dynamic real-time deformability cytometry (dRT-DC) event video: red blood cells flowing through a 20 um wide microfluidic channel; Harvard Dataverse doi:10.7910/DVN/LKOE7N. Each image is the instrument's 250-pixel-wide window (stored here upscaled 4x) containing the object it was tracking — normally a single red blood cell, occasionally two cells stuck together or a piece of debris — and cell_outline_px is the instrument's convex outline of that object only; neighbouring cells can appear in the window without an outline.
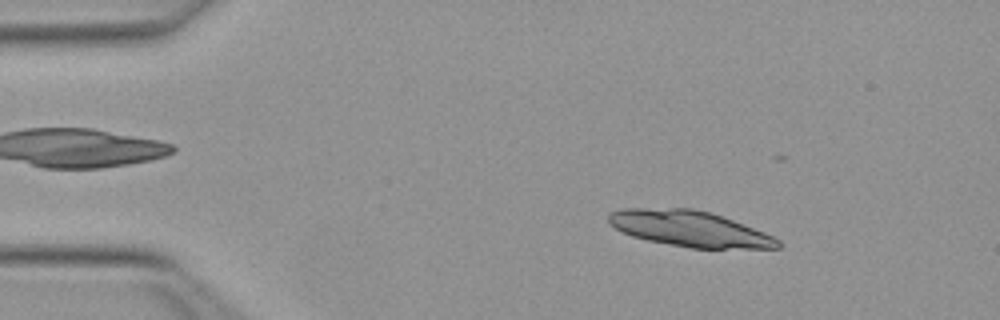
{"species": "Egyptian fruit bat (a non-hibernating species)", "species_latin": "Rousettus aegyptiacus", "temperature_condition": "warm", "stored_images_in_passage": 16, "camera_frame_rate_fps": 3000, "um_per_image_px": 0.085, "animal": {"sex": "female"}, "frame": {"image": 1, "passage_image": 7, "time_ms": 2.0, "image_size_px": [1000, 320], "cell_outline_px": [[780, 248], [692, 248], [648, 240], [632, 236], [608, 224], [608, 212], [620, 208], [692, 208], [708, 212], [732, 220], [764, 232], [780, 240]], "centroid_in_image_um": [58.57, 19.43], "position_along_channel_um": 26.4, "area_um2": 34.97}}